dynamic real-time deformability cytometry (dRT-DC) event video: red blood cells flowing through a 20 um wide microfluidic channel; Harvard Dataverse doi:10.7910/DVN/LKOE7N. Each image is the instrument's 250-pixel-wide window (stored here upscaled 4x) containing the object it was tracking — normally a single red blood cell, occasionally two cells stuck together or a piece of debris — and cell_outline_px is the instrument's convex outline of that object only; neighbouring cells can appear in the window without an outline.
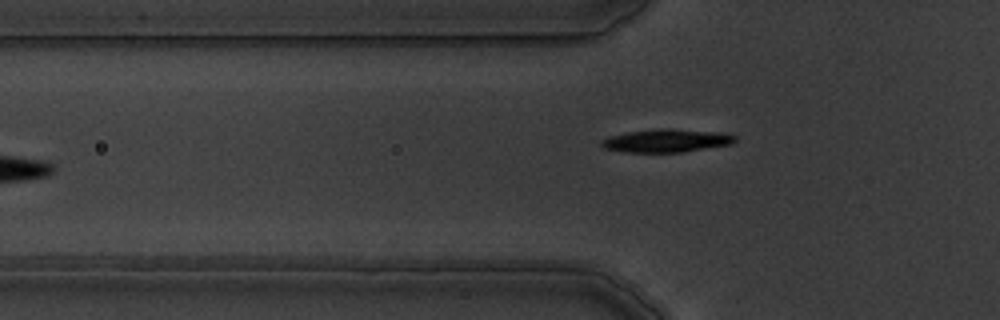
{"species": "common noctule bat (a hibernating species)", "species_latin": "Nyctalus noctula", "temperature_condition": "warm", "stored_images_in_passage": 7, "camera_frame_rate_fps": 3000, "um_per_image_px": 0.085, "animal": {"sex": "male", "body_mass_g": 19.5, "forearm_length_mm": 54.6}, "frame": {"image": 1, "passage_image": 7, "time_ms": 6.667, "image_size_px": [1000, 320], "cell_outline_px": [[736, 140], [732, 144], [680, 152], [624, 152], [604, 148], [600, 144], [600, 140], [608, 136], [628, 132], [660, 128], [668, 128], [724, 132], [736, 136]], "centroid_in_image_um": [56.64, 11.94], "position_along_channel_um": 69.2, "area_um2": 18.09}}